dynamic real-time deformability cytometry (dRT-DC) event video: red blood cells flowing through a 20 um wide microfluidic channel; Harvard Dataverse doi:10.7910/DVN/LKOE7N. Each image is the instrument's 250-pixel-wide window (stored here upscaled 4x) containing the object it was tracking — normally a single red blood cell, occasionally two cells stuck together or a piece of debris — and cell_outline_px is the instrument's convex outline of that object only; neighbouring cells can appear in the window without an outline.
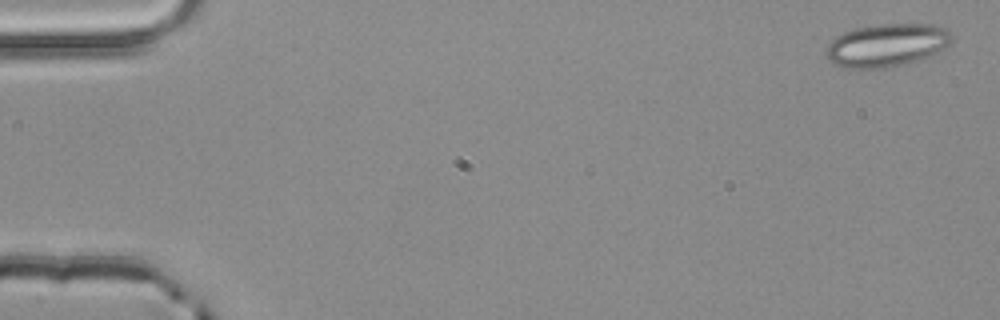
{"species": "common noctule bat (a hibernating species)", "species_latin": "Nyctalus noctula", "temperature_condition": "room temperature", "stored_images_in_passage": 5, "segment_of_instrument_passage": [1, 2], "camera_frame_rate_fps": 3000, "um_per_image_px": 0.085, "animal": {"sex": "male", "body_mass_g": 20.4}, "frame": {"image": 1, "passage_image": 1, "time_ms": 0.0, "image_size_px": [1000, 320], "cell_outline_px": [[952, 40], [948, 44], [932, 56], [908, 64], [884, 68], [840, 68], [832, 64], [828, 60], [824, 52], [828, 44], [836, 36], [844, 32], [856, 28], [876, 24], [932, 24], [948, 28], [952, 36]], "centroid_in_image_um": [75.36, 3.85], "position_along_channel_um": 9.6, "area_um2": 32.02}}
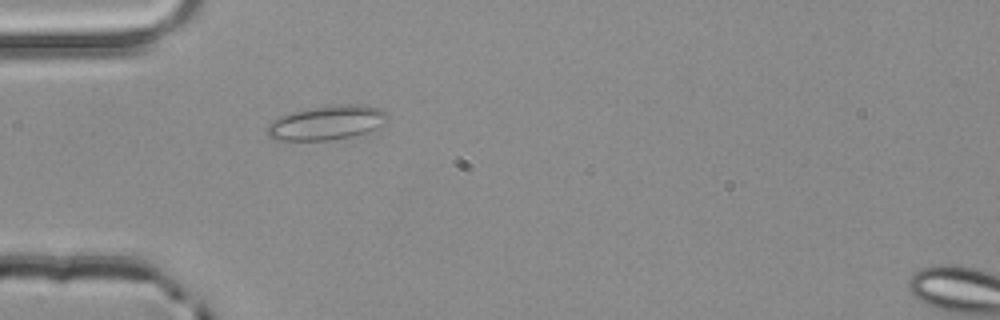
{"frame": {"image": 2, "passage_image": 4, "time_ms": 1.0, "image_size_px": [1000, 320], "cell_outline_px": [[392, 116], [384, 124], [364, 132], [352, 136], [332, 140], [276, 140], [268, 136], [268, 124], [276, 116], [312, 108], [340, 104], [360, 104], [380, 108], [388, 112]], "centroid_in_image_um": [27.81, 10.42], "position_along_channel_um": 57.2, "area_um2": 24.1}}